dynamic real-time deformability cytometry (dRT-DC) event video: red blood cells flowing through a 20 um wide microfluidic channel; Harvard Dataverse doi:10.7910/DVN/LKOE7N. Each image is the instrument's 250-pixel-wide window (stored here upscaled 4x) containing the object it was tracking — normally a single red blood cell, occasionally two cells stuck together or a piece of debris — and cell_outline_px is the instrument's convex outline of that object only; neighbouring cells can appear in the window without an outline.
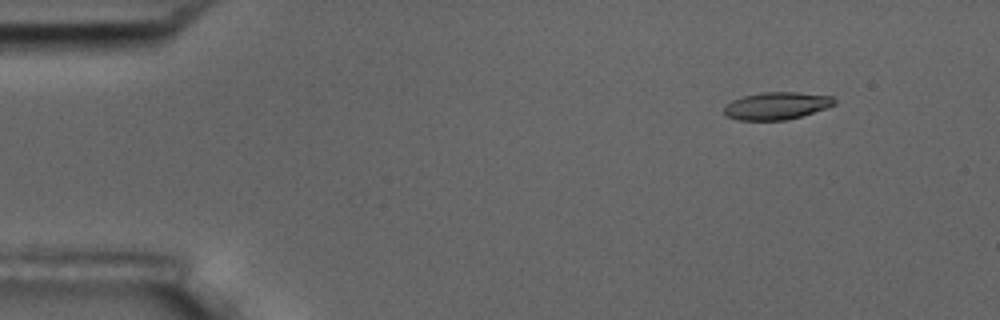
{"species": "common noctule bat (a hibernating species)", "species_latin": "Nyctalus noctula", "temperature_condition": "room temperature", "stored_images_in_passage": 4, "camera_frame_rate_fps": 3000, "um_per_image_px": 0.085, "animal": {"sex": "male", "body_mass_g": 17.5, "forearm_length_mm": 52.3}, "frame": {"image": 1, "passage_image": 1, "time_ms": 0.0, "image_size_px": [1000, 320], "cell_outline_px": [[836, 104], [828, 108], [800, 116], [784, 120], [736, 120], [728, 116], [724, 112], [724, 104], [732, 100], [744, 96], [760, 92], [796, 92], [832, 96], [836, 100]], "centroid_in_image_um": [66.01, 8.98], "position_along_channel_um": 19.0, "area_um2": 17.69}}
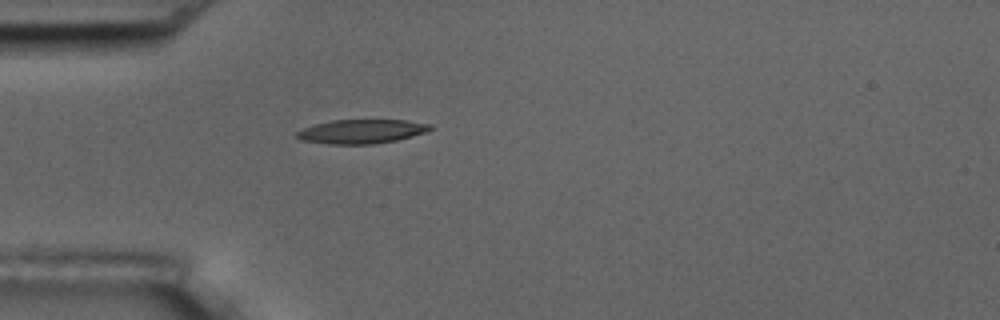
{"frame": {"image": 2, "passage_image": 4, "time_ms": 1.0, "image_size_px": [1000, 320], "cell_outline_px": [[432, 128], [424, 132], [412, 136], [396, 140], [372, 144], [328, 144], [300, 140], [296, 136], [296, 132], [312, 124], [332, 120], [408, 120], [432, 124]], "centroid_in_image_um": [30.7, 11.17], "position_along_channel_um": 54.3, "area_um2": 18.73}}